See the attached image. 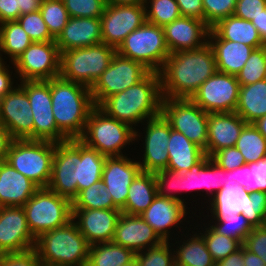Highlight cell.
<instances>
[{"label": "cell", "instance_id": "6da1fadb", "mask_svg": "<svg viewBox=\"0 0 266 266\" xmlns=\"http://www.w3.org/2000/svg\"><path fill=\"white\" fill-rule=\"evenodd\" d=\"M216 72L215 55L209 43L196 50L172 53L159 72L162 96L190 99Z\"/></svg>", "mask_w": 266, "mask_h": 266}, {"label": "cell", "instance_id": "7a4b0ae2", "mask_svg": "<svg viewBox=\"0 0 266 266\" xmlns=\"http://www.w3.org/2000/svg\"><path fill=\"white\" fill-rule=\"evenodd\" d=\"M162 100L160 75L149 72L135 85L108 97L99 108L111 118L132 127L139 121L159 116Z\"/></svg>", "mask_w": 266, "mask_h": 266}, {"label": "cell", "instance_id": "3957f363", "mask_svg": "<svg viewBox=\"0 0 266 266\" xmlns=\"http://www.w3.org/2000/svg\"><path fill=\"white\" fill-rule=\"evenodd\" d=\"M52 112L57 128L68 138L78 139L95 107L90 88L56 77L49 80Z\"/></svg>", "mask_w": 266, "mask_h": 266}, {"label": "cell", "instance_id": "277c9868", "mask_svg": "<svg viewBox=\"0 0 266 266\" xmlns=\"http://www.w3.org/2000/svg\"><path fill=\"white\" fill-rule=\"evenodd\" d=\"M89 243L72 219L66 225L41 234L35 251L42 263L58 266H86Z\"/></svg>", "mask_w": 266, "mask_h": 266}, {"label": "cell", "instance_id": "5b68a950", "mask_svg": "<svg viewBox=\"0 0 266 266\" xmlns=\"http://www.w3.org/2000/svg\"><path fill=\"white\" fill-rule=\"evenodd\" d=\"M136 136L137 132L131 126L111 118L95 106L87 118L83 134L78 139L102 155L113 157L123 156L120 154L121 149Z\"/></svg>", "mask_w": 266, "mask_h": 266}, {"label": "cell", "instance_id": "8992f818", "mask_svg": "<svg viewBox=\"0 0 266 266\" xmlns=\"http://www.w3.org/2000/svg\"><path fill=\"white\" fill-rule=\"evenodd\" d=\"M22 207L35 239L72 220V201L47 187H40Z\"/></svg>", "mask_w": 266, "mask_h": 266}, {"label": "cell", "instance_id": "52a82bcc", "mask_svg": "<svg viewBox=\"0 0 266 266\" xmlns=\"http://www.w3.org/2000/svg\"><path fill=\"white\" fill-rule=\"evenodd\" d=\"M115 53V48L104 43L61 52L59 76L91 88Z\"/></svg>", "mask_w": 266, "mask_h": 266}, {"label": "cell", "instance_id": "ba28073f", "mask_svg": "<svg viewBox=\"0 0 266 266\" xmlns=\"http://www.w3.org/2000/svg\"><path fill=\"white\" fill-rule=\"evenodd\" d=\"M54 152V142L13 140L6 161L39 187H47L51 177Z\"/></svg>", "mask_w": 266, "mask_h": 266}, {"label": "cell", "instance_id": "9c48e42d", "mask_svg": "<svg viewBox=\"0 0 266 266\" xmlns=\"http://www.w3.org/2000/svg\"><path fill=\"white\" fill-rule=\"evenodd\" d=\"M116 52L141 63L150 72L157 73L160 72L165 60L170 55L163 27L147 21L132 31Z\"/></svg>", "mask_w": 266, "mask_h": 266}, {"label": "cell", "instance_id": "30bf717a", "mask_svg": "<svg viewBox=\"0 0 266 266\" xmlns=\"http://www.w3.org/2000/svg\"><path fill=\"white\" fill-rule=\"evenodd\" d=\"M211 209L215 217H230L242 214L250 225L261 227L266 225V193L248 192L238 184H225L211 202Z\"/></svg>", "mask_w": 266, "mask_h": 266}, {"label": "cell", "instance_id": "8fae6325", "mask_svg": "<svg viewBox=\"0 0 266 266\" xmlns=\"http://www.w3.org/2000/svg\"><path fill=\"white\" fill-rule=\"evenodd\" d=\"M161 114L170 123L171 128L184 134L206 154L208 139V113L189 98L163 97Z\"/></svg>", "mask_w": 266, "mask_h": 266}, {"label": "cell", "instance_id": "7c38bea8", "mask_svg": "<svg viewBox=\"0 0 266 266\" xmlns=\"http://www.w3.org/2000/svg\"><path fill=\"white\" fill-rule=\"evenodd\" d=\"M149 72L141 63L116 52L107 69L90 88L94 105L99 107L108 97L135 85Z\"/></svg>", "mask_w": 266, "mask_h": 266}, {"label": "cell", "instance_id": "4fadbf2b", "mask_svg": "<svg viewBox=\"0 0 266 266\" xmlns=\"http://www.w3.org/2000/svg\"><path fill=\"white\" fill-rule=\"evenodd\" d=\"M33 114V140L61 143L68 138L57 128L53 112L49 80L22 81Z\"/></svg>", "mask_w": 266, "mask_h": 266}, {"label": "cell", "instance_id": "5bb4252c", "mask_svg": "<svg viewBox=\"0 0 266 266\" xmlns=\"http://www.w3.org/2000/svg\"><path fill=\"white\" fill-rule=\"evenodd\" d=\"M240 84L237 76L217 71L190 98L207 113L235 112Z\"/></svg>", "mask_w": 266, "mask_h": 266}, {"label": "cell", "instance_id": "9a60e30c", "mask_svg": "<svg viewBox=\"0 0 266 266\" xmlns=\"http://www.w3.org/2000/svg\"><path fill=\"white\" fill-rule=\"evenodd\" d=\"M61 53L56 41L32 42L15 60L21 81L50 80L60 75Z\"/></svg>", "mask_w": 266, "mask_h": 266}, {"label": "cell", "instance_id": "2e32d148", "mask_svg": "<svg viewBox=\"0 0 266 266\" xmlns=\"http://www.w3.org/2000/svg\"><path fill=\"white\" fill-rule=\"evenodd\" d=\"M79 139L55 143L52 171L47 188L71 201L78 195Z\"/></svg>", "mask_w": 266, "mask_h": 266}, {"label": "cell", "instance_id": "e0dca14e", "mask_svg": "<svg viewBox=\"0 0 266 266\" xmlns=\"http://www.w3.org/2000/svg\"><path fill=\"white\" fill-rule=\"evenodd\" d=\"M145 11V4H106L100 18L102 43L117 50L132 31L146 22Z\"/></svg>", "mask_w": 266, "mask_h": 266}, {"label": "cell", "instance_id": "ac0fdd59", "mask_svg": "<svg viewBox=\"0 0 266 266\" xmlns=\"http://www.w3.org/2000/svg\"><path fill=\"white\" fill-rule=\"evenodd\" d=\"M25 90L19 86L0 98V123L14 140H33V114Z\"/></svg>", "mask_w": 266, "mask_h": 266}, {"label": "cell", "instance_id": "d6986e66", "mask_svg": "<svg viewBox=\"0 0 266 266\" xmlns=\"http://www.w3.org/2000/svg\"><path fill=\"white\" fill-rule=\"evenodd\" d=\"M36 239L29 229L22 206H2L0 209V252H25L35 247Z\"/></svg>", "mask_w": 266, "mask_h": 266}, {"label": "cell", "instance_id": "ffe728a7", "mask_svg": "<svg viewBox=\"0 0 266 266\" xmlns=\"http://www.w3.org/2000/svg\"><path fill=\"white\" fill-rule=\"evenodd\" d=\"M147 121L144 160L139 165L142 172L155 173L167 169L171 125L162 114Z\"/></svg>", "mask_w": 266, "mask_h": 266}, {"label": "cell", "instance_id": "44dd1931", "mask_svg": "<svg viewBox=\"0 0 266 266\" xmlns=\"http://www.w3.org/2000/svg\"><path fill=\"white\" fill-rule=\"evenodd\" d=\"M120 209H72V219L89 245L112 242Z\"/></svg>", "mask_w": 266, "mask_h": 266}, {"label": "cell", "instance_id": "7402d4cb", "mask_svg": "<svg viewBox=\"0 0 266 266\" xmlns=\"http://www.w3.org/2000/svg\"><path fill=\"white\" fill-rule=\"evenodd\" d=\"M140 172L139 162H133L125 156L106 157L102 181L120 210L125 206L129 186Z\"/></svg>", "mask_w": 266, "mask_h": 266}, {"label": "cell", "instance_id": "603a6c76", "mask_svg": "<svg viewBox=\"0 0 266 266\" xmlns=\"http://www.w3.org/2000/svg\"><path fill=\"white\" fill-rule=\"evenodd\" d=\"M166 45L170 54L179 51L196 50L204 46L210 27L201 20L181 16L163 27ZM202 38L204 41H200Z\"/></svg>", "mask_w": 266, "mask_h": 266}, {"label": "cell", "instance_id": "cb8c5ba5", "mask_svg": "<svg viewBox=\"0 0 266 266\" xmlns=\"http://www.w3.org/2000/svg\"><path fill=\"white\" fill-rule=\"evenodd\" d=\"M112 242L137 253L143 251L145 246L153 247L163 240L140 215L121 213Z\"/></svg>", "mask_w": 266, "mask_h": 266}, {"label": "cell", "instance_id": "d4e9b609", "mask_svg": "<svg viewBox=\"0 0 266 266\" xmlns=\"http://www.w3.org/2000/svg\"><path fill=\"white\" fill-rule=\"evenodd\" d=\"M247 123L236 113H208L206 155L210 158L219 150L235 147Z\"/></svg>", "mask_w": 266, "mask_h": 266}, {"label": "cell", "instance_id": "484cf974", "mask_svg": "<svg viewBox=\"0 0 266 266\" xmlns=\"http://www.w3.org/2000/svg\"><path fill=\"white\" fill-rule=\"evenodd\" d=\"M55 41L60 53L75 48L101 44L100 18L70 17L62 33Z\"/></svg>", "mask_w": 266, "mask_h": 266}, {"label": "cell", "instance_id": "4316f807", "mask_svg": "<svg viewBox=\"0 0 266 266\" xmlns=\"http://www.w3.org/2000/svg\"><path fill=\"white\" fill-rule=\"evenodd\" d=\"M6 160L0 162V205L23 206L39 189Z\"/></svg>", "mask_w": 266, "mask_h": 266}, {"label": "cell", "instance_id": "83f0119b", "mask_svg": "<svg viewBox=\"0 0 266 266\" xmlns=\"http://www.w3.org/2000/svg\"><path fill=\"white\" fill-rule=\"evenodd\" d=\"M227 184H237L232 178V172L221 168L208 155H205L190 170L184 171V189L215 190V194ZM216 188V189H215Z\"/></svg>", "mask_w": 266, "mask_h": 266}, {"label": "cell", "instance_id": "f1b7e54d", "mask_svg": "<svg viewBox=\"0 0 266 266\" xmlns=\"http://www.w3.org/2000/svg\"><path fill=\"white\" fill-rule=\"evenodd\" d=\"M184 202L157 196L140 216L153 228L163 241L169 239L167 228L179 224L186 214Z\"/></svg>", "mask_w": 266, "mask_h": 266}, {"label": "cell", "instance_id": "f546056e", "mask_svg": "<svg viewBox=\"0 0 266 266\" xmlns=\"http://www.w3.org/2000/svg\"><path fill=\"white\" fill-rule=\"evenodd\" d=\"M208 37L210 39H225L233 42L243 43L255 49L265 46L260 34L251 21L230 15L221 19L210 28Z\"/></svg>", "mask_w": 266, "mask_h": 266}, {"label": "cell", "instance_id": "4dcf8cb0", "mask_svg": "<svg viewBox=\"0 0 266 266\" xmlns=\"http://www.w3.org/2000/svg\"><path fill=\"white\" fill-rule=\"evenodd\" d=\"M214 40L215 42L212 39L208 43L214 51L217 71L237 76L255 48L241 42Z\"/></svg>", "mask_w": 266, "mask_h": 266}, {"label": "cell", "instance_id": "1f68e13d", "mask_svg": "<svg viewBox=\"0 0 266 266\" xmlns=\"http://www.w3.org/2000/svg\"><path fill=\"white\" fill-rule=\"evenodd\" d=\"M167 150L169 155L167 169L172 171H188L206 155L204 149L172 128Z\"/></svg>", "mask_w": 266, "mask_h": 266}, {"label": "cell", "instance_id": "d6a6232c", "mask_svg": "<svg viewBox=\"0 0 266 266\" xmlns=\"http://www.w3.org/2000/svg\"><path fill=\"white\" fill-rule=\"evenodd\" d=\"M157 185L154 173L140 172L128 189V197L121 213L140 215L157 196Z\"/></svg>", "mask_w": 266, "mask_h": 266}, {"label": "cell", "instance_id": "836d02e7", "mask_svg": "<svg viewBox=\"0 0 266 266\" xmlns=\"http://www.w3.org/2000/svg\"><path fill=\"white\" fill-rule=\"evenodd\" d=\"M235 112L247 123L253 124L266 115V80L243 85Z\"/></svg>", "mask_w": 266, "mask_h": 266}, {"label": "cell", "instance_id": "e575fe53", "mask_svg": "<svg viewBox=\"0 0 266 266\" xmlns=\"http://www.w3.org/2000/svg\"><path fill=\"white\" fill-rule=\"evenodd\" d=\"M106 156L88 147L79 140V180H77L78 194L95 182L102 179V170Z\"/></svg>", "mask_w": 266, "mask_h": 266}, {"label": "cell", "instance_id": "d590c367", "mask_svg": "<svg viewBox=\"0 0 266 266\" xmlns=\"http://www.w3.org/2000/svg\"><path fill=\"white\" fill-rule=\"evenodd\" d=\"M135 258V253L114 242L94 244L89 247L86 266H121Z\"/></svg>", "mask_w": 266, "mask_h": 266}, {"label": "cell", "instance_id": "8d00e7d4", "mask_svg": "<svg viewBox=\"0 0 266 266\" xmlns=\"http://www.w3.org/2000/svg\"><path fill=\"white\" fill-rule=\"evenodd\" d=\"M0 26V48L14 63L33 41L18 21L4 22Z\"/></svg>", "mask_w": 266, "mask_h": 266}, {"label": "cell", "instance_id": "74e56055", "mask_svg": "<svg viewBox=\"0 0 266 266\" xmlns=\"http://www.w3.org/2000/svg\"><path fill=\"white\" fill-rule=\"evenodd\" d=\"M195 236V237H194ZM190 241L183 242L175 256V266H215L206 242L197 234Z\"/></svg>", "mask_w": 266, "mask_h": 266}, {"label": "cell", "instance_id": "f35d334b", "mask_svg": "<svg viewBox=\"0 0 266 266\" xmlns=\"http://www.w3.org/2000/svg\"><path fill=\"white\" fill-rule=\"evenodd\" d=\"M230 171L233 180L248 192L266 193V156L257 162L246 163Z\"/></svg>", "mask_w": 266, "mask_h": 266}, {"label": "cell", "instance_id": "ab89813d", "mask_svg": "<svg viewBox=\"0 0 266 266\" xmlns=\"http://www.w3.org/2000/svg\"><path fill=\"white\" fill-rule=\"evenodd\" d=\"M72 209H119L102 179L81 190L72 201Z\"/></svg>", "mask_w": 266, "mask_h": 266}, {"label": "cell", "instance_id": "60d3db41", "mask_svg": "<svg viewBox=\"0 0 266 266\" xmlns=\"http://www.w3.org/2000/svg\"><path fill=\"white\" fill-rule=\"evenodd\" d=\"M235 147L241 152L247 164L257 162L266 156V139L254 124H246L243 127Z\"/></svg>", "mask_w": 266, "mask_h": 266}, {"label": "cell", "instance_id": "b9f144b4", "mask_svg": "<svg viewBox=\"0 0 266 266\" xmlns=\"http://www.w3.org/2000/svg\"><path fill=\"white\" fill-rule=\"evenodd\" d=\"M39 11L50 34L57 39L70 18L63 0H44Z\"/></svg>", "mask_w": 266, "mask_h": 266}, {"label": "cell", "instance_id": "7bdbcfd3", "mask_svg": "<svg viewBox=\"0 0 266 266\" xmlns=\"http://www.w3.org/2000/svg\"><path fill=\"white\" fill-rule=\"evenodd\" d=\"M266 78V45L254 49L237 75L240 86L252 84Z\"/></svg>", "mask_w": 266, "mask_h": 266}, {"label": "cell", "instance_id": "ee69618b", "mask_svg": "<svg viewBox=\"0 0 266 266\" xmlns=\"http://www.w3.org/2000/svg\"><path fill=\"white\" fill-rule=\"evenodd\" d=\"M206 229L208 230L205 231V235L201 236L215 263L223 260L242 246L238 240L219 234L212 227Z\"/></svg>", "mask_w": 266, "mask_h": 266}, {"label": "cell", "instance_id": "f6af8a7d", "mask_svg": "<svg viewBox=\"0 0 266 266\" xmlns=\"http://www.w3.org/2000/svg\"><path fill=\"white\" fill-rule=\"evenodd\" d=\"M219 223H215L212 227L217 233L238 240L242 245L248 234L253 230L248 220L244 215L233 214L230 217H214Z\"/></svg>", "mask_w": 266, "mask_h": 266}, {"label": "cell", "instance_id": "bcb514c9", "mask_svg": "<svg viewBox=\"0 0 266 266\" xmlns=\"http://www.w3.org/2000/svg\"><path fill=\"white\" fill-rule=\"evenodd\" d=\"M145 14L147 22L160 27H164L181 17L176 0H150V10L147 11L146 8Z\"/></svg>", "mask_w": 266, "mask_h": 266}, {"label": "cell", "instance_id": "7dc6e473", "mask_svg": "<svg viewBox=\"0 0 266 266\" xmlns=\"http://www.w3.org/2000/svg\"><path fill=\"white\" fill-rule=\"evenodd\" d=\"M33 42L55 41L40 11L20 15L17 19Z\"/></svg>", "mask_w": 266, "mask_h": 266}, {"label": "cell", "instance_id": "c3c4849f", "mask_svg": "<svg viewBox=\"0 0 266 266\" xmlns=\"http://www.w3.org/2000/svg\"><path fill=\"white\" fill-rule=\"evenodd\" d=\"M148 252L135 253L138 266H175V256H170L168 240L161 242L159 245L148 247Z\"/></svg>", "mask_w": 266, "mask_h": 266}, {"label": "cell", "instance_id": "681fc988", "mask_svg": "<svg viewBox=\"0 0 266 266\" xmlns=\"http://www.w3.org/2000/svg\"><path fill=\"white\" fill-rule=\"evenodd\" d=\"M70 17L101 18L106 0H63Z\"/></svg>", "mask_w": 266, "mask_h": 266}, {"label": "cell", "instance_id": "f907efd6", "mask_svg": "<svg viewBox=\"0 0 266 266\" xmlns=\"http://www.w3.org/2000/svg\"><path fill=\"white\" fill-rule=\"evenodd\" d=\"M204 22L211 28L221 19L234 15L237 0H202Z\"/></svg>", "mask_w": 266, "mask_h": 266}, {"label": "cell", "instance_id": "816d5d0a", "mask_svg": "<svg viewBox=\"0 0 266 266\" xmlns=\"http://www.w3.org/2000/svg\"><path fill=\"white\" fill-rule=\"evenodd\" d=\"M154 176L157 185V193L159 196L183 202V200L178 196L170 193L168 194L166 193V191L164 192V190L167 189L168 186H170V189L174 188L176 190V188H181L182 190H184V172L162 169L155 172Z\"/></svg>", "mask_w": 266, "mask_h": 266}, {"label": "cell", "instance_id": "f5cc1de1", "mask_svg": "<svg viewBox=\"0 0 266 266\" xmlns=\"http://www.w3.org/2000/svg\"><path fill=\"white\" fill-rule=\"evenodd\" d=\"M211 159L226 171L239 168L243 164H246L243 155L236 147L221 149Z\"/></svg>", "mask_w": 266, "mask_h": 266}, {"label": "cell", "instance_id": "db71d44e", "mask_svg": "<svg viewBox=\"0 0 266 266\" xmlns=\"http://www.w3.org/2000/svg\"><path fill=\"white\" fill-rule=\"evenodd\" d=\"M243 246L266 263V225L253 228Z\"/></svg>", "mask_w": 266, "mask_h": 266}, {"label": "cell", "instance_id": "11a10c76", "mask_svg": "<svg viewBox=\"0 0 266 266\" xmlns=\"http://www.w3.org/2000/svg\"><path fill=\"white\" fill-rule=\"evenodd\" d=\"M40 260L35 249L0 256V266H39Z\"/></svg>", "mask_w": 266, "mask_h": 266}, {"label": "cell", "instance_id": "9f6ffc18", "mask_svg": "<svg viewBox=\"0 0 266 266\" xmlns=\"http://www.w3.org/2000/svg\"><path fill=\"white\" fill-rule=\"evenodd\" d=\"M266 9V0H237L234 15L251 21Z\"/></svg>", "mask_w": 266, "mask_h": 266}, {"label": "cell", "instance_id": "6f0895ef", "mask_svg": "<svg viewBox=\"0 0 266 266\" xmlns=\"http://www.w3.org/2000/svg\"><path fill=\"white\" fill-rule=\"evenodd\" d=\"M181 16L204 21V8L202 0H176Z\"/></svg>", "mask_w": 266, "mask_h": 266}, {"label": "cell", "instance_id": "680465c9", "mask_svg": "<svg viewBox=\"0 0 266 266\" xmlns=\"http://www.w3.org/2000/svg\"><path fill=\"white\" fill-rule=\"evenodd\" d=\"M20 17V7L17 0H0V24L17 21Z\"/></svg>", "mask_w": 266, "mask_h": 266}, {"label": "cell", "instance_id": "91938a15", "mask_svg": "<svg viewBox=\"0 0 266 266\" xmlns=\"http://www.w3.org/2000/svg\"><path fill=\"white\" fill-rule=\"evenodd\" d=\"M244 263V246L242 245L237 251L216 262L215 266H246Z\"/></svg>", "mask_w": 266, "mask_h": 266}, {"label": "cell", "instance_id": "94428289", "mask_svg": "<svg viewBox=\"0 0 266 266\" xmlns=\"http://www.w3.org/2000/svg\"><path fill=\"white\" fill-rule=\"evenodd\" d=\"M13 140L7 128L0 123V162L6 160L8 149Z\"/></svg>", "mask_w": 266, "mask_h": 266}, {"label": "cell", "instance_id": "6125c7cd", "mask_svg": "<svg viewBox=\"0 0 266 266\" xmlns=\"http://www.w3.org/2000/svg\"><path fill=\"white\" fill-rule=\"evenodd\" d=\"M8 72L9 70L5 67L0 70V98L9 93L13 88L12 79Z\"/></svg>", "mask_w": 266, "mask_h": 266}, {"label": "cell", "instance_id": "be15d7a7", "mask_svg": "<svg viewBox=\"0 0 266 266\" xmlns=\"http://www.w3.org/2000/svg\"><path fill=\"white\" fill-rule=\"evenodd\" d=\"M20 7V15L40 10L42 0H17Z\"/></svg>", "mask_w": 266, "mask_h": 266}, {"label": "cell", "instance_id": "e7e4bbea", "mask_svg": "<svg viewBox=\"0 0 266 266\" xmlns=\"http://www.w3.org/2000/svg\"><path fill=\"white\" fill-rule=\"evenodd\" d=\"M251 22L258 30L262 41L266 44V9L256 18H253Z\"/></svg>", "mask_w": 266, "mask_h": 266}, {"label": "cell", "instance_id": "03108f58", "mask_svg": "<svg viewBox=\"0 0 266 266\" xmlns=\"http://www.w3.org/2000/svg\"><path fill=\"white\" fill-rule=\"evenodd\" d=\"M244 261L246 266H266V263L256 254L244 247Z\"/></svg>", "mask_w": 266, "mask_h": 266}, {"label": "cell", "instance_id": "003e7915", "mask_svg": "<svg viewBox=\"0 0 266 266\" xmlns=\"http://www.w3.org/2000/svg\"><path fill=\"white\" fill-rule=\"evenodd\" d=\"M146 0H106L109 5L145 4Z\"/></svg>", "mask_w": 266, "mask_h": 266}, {"label": "cell", "instance_id": "a7ac6f4b", "mask_svg": "<svg viewBox=\"0 0 266 266\" xmlns=\"http://www.w3.org/2000/svg\"><path fill=\"white\" fill-rule=\"evenodd\" d=\"M253 124L266 139V115L255 121Z\"/></svg>", "mask_w": 266, "mask_h": 266}, {"label": "cell", "instance_id": "89a4df30", "mask_svg": "<svg viewBox=\"0 0 266 266\" xmlns=\"http://www.w3.org/2000/svg\"><path fill=\"white\" fill-rule=\"evenodd\" d=\"M121 266H138V261L136 258H134L132 261H130L129 263L125 264V265H121Z\"/></svg>", "mask_w": 266, "mask_h": 266}, {"label": "cell", "instance_id": "2644e50d", "mask_svg": "<svg viewBox=\"0 0 266 266\" xmlns=\"http://www.w3.org/2000/svg\"><path fill=\"white\" fill-rule=\"evenodd\" d=\"M0 51H2L1 48H0ZM4 67L5 66H4V63L2 62V57H0V70L3 69Z\"/></svg>", "mask_w": 266, "mask_h": 266}, {"label": "cell", "instance_id": "8c879c8a", "mask_svg": "<svg viewBox=\"0 0 266 266\" xmlns=\"http://www.w3.org/2000/svg\"><path fill=\"white\" fill-rule=\"evenodd\" d=\"M39 266H58V265H51V264H46V263L40 262Z\"/></svg>", "mask_w": 266, "mask_h": 266}]
</instances>
